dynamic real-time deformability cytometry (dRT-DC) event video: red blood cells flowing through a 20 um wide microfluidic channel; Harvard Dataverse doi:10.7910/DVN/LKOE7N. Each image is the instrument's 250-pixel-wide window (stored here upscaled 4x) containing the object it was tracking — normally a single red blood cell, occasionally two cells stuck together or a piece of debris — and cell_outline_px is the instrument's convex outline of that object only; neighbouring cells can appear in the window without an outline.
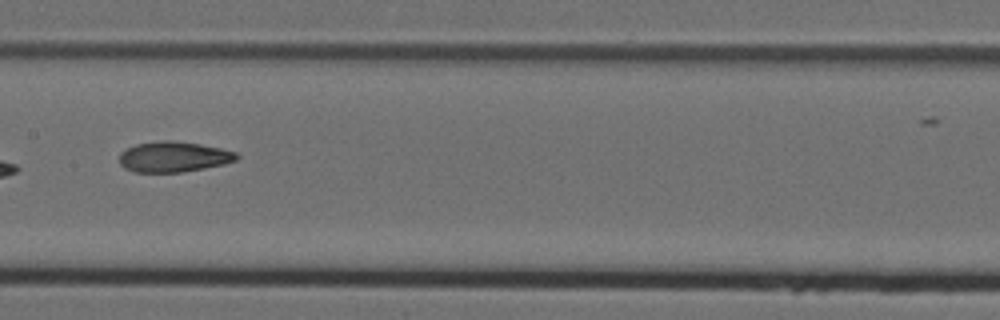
{"species": "Egyptian fruit bat (a non-hibernating species)", "species_latin": "Rousettus aegyptiacus", "temperature_condition": "cold", "stored_images_in_passage": 10, "camera_frame_rate_fps": 3000, "um_per_image_px": 0.085, "animal": {"sex": "female"}, "frame": {"image": 1, "passage_image": 7, "time_ms": 2.0, "image_size_px": [1000, 320], "cell_outline_px": [[240, 156], [236, 160], [224, 164], [204, 168], [180, 172], [136, 172], [124, 168], [120, 164], [120, 152], [136, 144], [164, 140], [172, 140], [200, 144], [220, 148], [236, 152]], "centroid_in_image_um": [14.76, 13.33], "position_along_channel_um": 192.6, "area_um2": 20.75}}
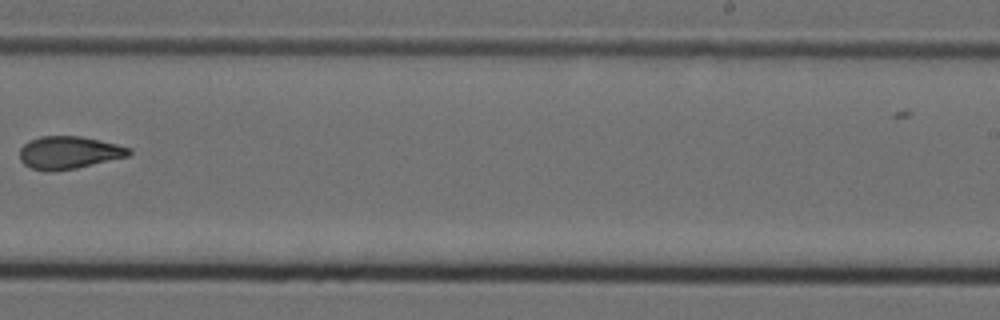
{"frame": {"image": 2, "passage_image": 9, "time_ms": 2.667, "image_size_px": [1000, 320], "cell_outline_px": [[132, 152], [128, 156], [76, 168], [52, 172], [48, 172], [32, 168], [24, 164], [20, 160], [20, 148], [28, 140], [40, 136], [80, 136], [100, 140], [132, 148]], "centroid_in_image_um": [5.84, 12.97], "position_along_channel_um": 283.2, "area_um2": 20.87}}
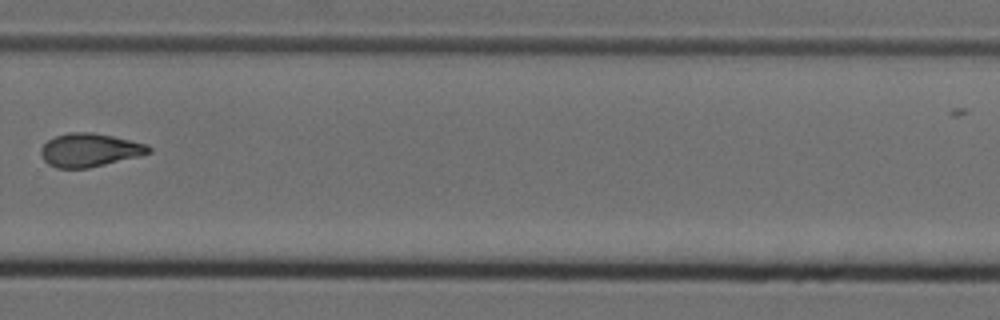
{"frame": {"image": 3, "passage_image": 10, "time_ms": 3.0, "image_size_px": [1000, 320], "cell_outline_px": [[152, 152], [140, 156], [88, 168], [56, 168], [48, 164], [44, 160], [40, 152], [40, 148], [48, 140], [56, 136], [68, 132], [92, 132], [112, 136], [148, 144], [152, 148]], "centroid_in_image_um": [7.63, 12.75], "position_along_channel_um": 322.2, "area_um2": 21.04}}